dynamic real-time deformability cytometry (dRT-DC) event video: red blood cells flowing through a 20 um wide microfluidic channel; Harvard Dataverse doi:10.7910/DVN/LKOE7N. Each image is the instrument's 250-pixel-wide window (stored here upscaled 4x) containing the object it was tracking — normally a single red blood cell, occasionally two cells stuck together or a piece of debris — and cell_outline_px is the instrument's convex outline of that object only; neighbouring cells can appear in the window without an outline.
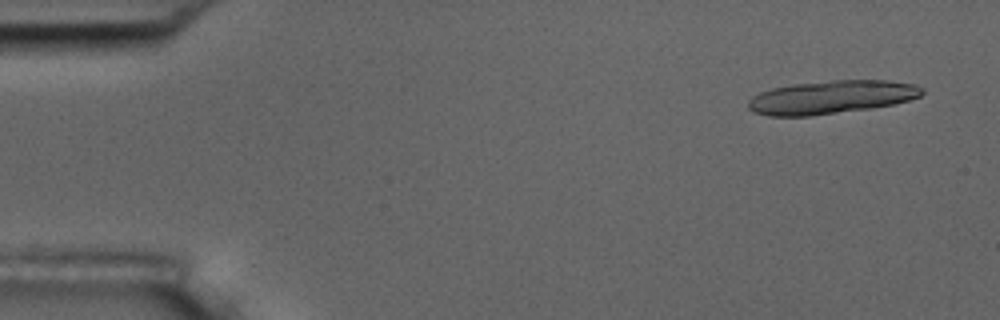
{"species": "common noctule bat (a hibernating species)", "species_latin": "Nyctalus noctula", "temperature_condition": "room temperature", "stored_images_in_passage": 6, "camera_frame_rate_fps": 3000, "um_per_image_px": 0.085, "animal": {"sex": "male", "body_mass_g": 17.5, "forearm_length_mm": 52.3}, "frame": {"image": 1, "passage_image": 1, "time_ms": 0.0, "image_size_px": [1000, 320], "cell_outline_px": [[924, 92], [920, 96], [896, 104], [872, 108], [812, 116], [768, 116], [752, 112], [748, 108], [748, 100], [752, 96], [760, 92], [772, 88], [792, 84], [832, 80], [888, 80], [916, 84], [924, 88]], "centroid_in_image_um": [70.67, 8.26], "position_along_channel_um": 14.3, "area_um2": 34.1}}
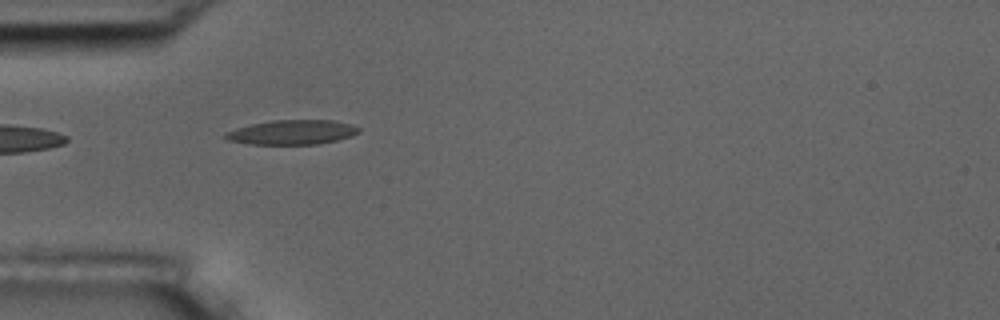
{"frame": {"image": 2, "passage_image": 5, "time_ms": 4.667, "image_size_px": [1000, 320], "cell_outline_px": [[360, 132], [352, 136], [320, 144], [248, 144], [228, 140], [224, 136], [228, 132], [236, 128], [252, 124], [272, 120], [332, 120], [352, 124], [360, 128]], "centroid_in_image_um": [24.88, 11.24], "position_along_channel_um": 60.1, "area_um2": 19.02}}